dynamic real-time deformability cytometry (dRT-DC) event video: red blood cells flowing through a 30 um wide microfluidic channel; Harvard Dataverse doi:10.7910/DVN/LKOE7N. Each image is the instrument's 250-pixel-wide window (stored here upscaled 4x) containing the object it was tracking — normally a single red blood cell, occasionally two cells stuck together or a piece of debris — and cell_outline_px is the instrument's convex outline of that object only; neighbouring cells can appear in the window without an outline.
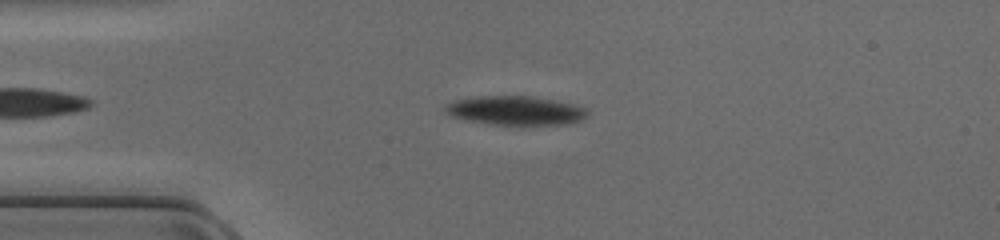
{"species": "common noctule bat (a hibernating species)", "species_latin": "Nyctalus noctula", "temperature_condition": "cold", "stored_images_in_passage": 39, "camera_frame_rate_fps": 3000, "um_per_image_px": 0.085, "animal": {"sex": "female", "body_mass_g": 17.0, "forearm_length_mm": 48.0}, "frame": {"image": 1, "passage_image": 2, "time_ms": 0.333, "image_size_px": [1000, 240], "cell_outline_px": [[584, 116], [576, 120], [556, 124], [496, 124], [472, 120], [452, 116], [444, 108], [448, 104], [460, 100], [480, 96], [528, 96], [568, 104], [580, 108], [584, 112]], "centroid_in_image_um": [43.7, 9.38], "position_along_channel_um": 41.3, "area_um2": 22.25}}
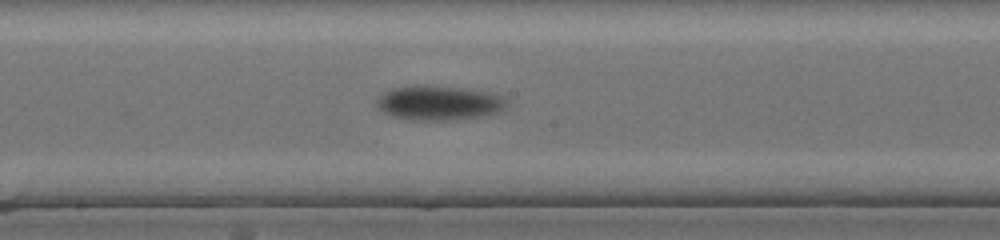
{"frame": {"image": 2, "passage_image": 16, "time_ms": 5.0, "image_size_px": [1000, 240], "cell_outline_px": [[508, 104], [500, 112], [484, 116], [448, 120], [412, 120], [392, 116], [384, 112], [376, 104], [376, 100], [380, 96], [392, 88], [464, 88], [484, 92], [500, 96]], "centroid_in_image_um": [37.33, 8.8], "position_along_channel_um": 210.9, "area_um2": 24.97}}
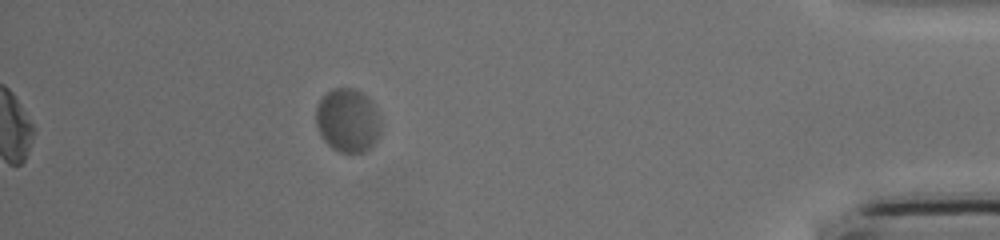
{"frame": {"image": 3, "passage_image": 34, "time_ms": 11.0, "image_size_px": [1000, 240], "cell_outline_px": [[380, 132], [376, 140], [364, 152], [340, 152], [332, 148], [320, 136], [316, 124], [316, 108], [320, 100], [332, 88], [352, 88], [368, 96], [372, 100], [380, 124]], "centroid_in_image_um": [29.54, 10.23], "position_along_channel_um": 405.7, "area_um2": 23.87}}